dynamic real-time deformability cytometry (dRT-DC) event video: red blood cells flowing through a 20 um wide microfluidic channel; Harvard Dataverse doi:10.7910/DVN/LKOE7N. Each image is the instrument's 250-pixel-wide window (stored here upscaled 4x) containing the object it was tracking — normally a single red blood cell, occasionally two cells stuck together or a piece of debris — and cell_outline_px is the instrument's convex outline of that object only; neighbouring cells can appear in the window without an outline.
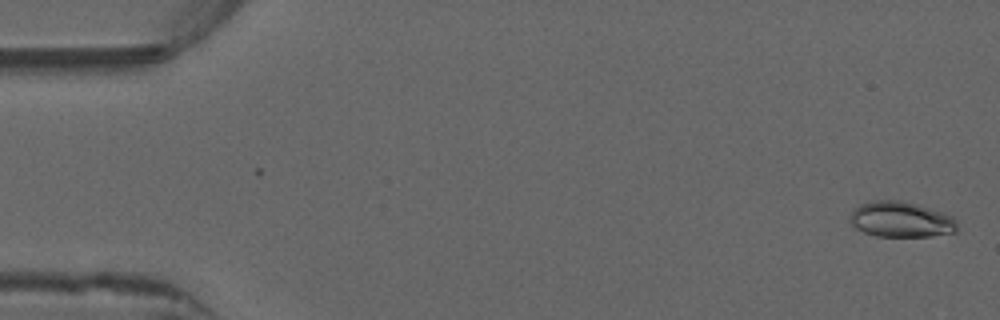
{"species": "common noctule bat (a hibernating species)", "species_latin": "Nyctalus noctula", "temperature_condition": "warm", "stored_images_in_passage": 52, "camera_frame_rate_fps": 3000, "um_per_image_px": 0.085, "animal": {"sex": "male", "forearm_length_mm": 52.5}, "frame": {"image": 1, "passage_image": 2, "time_ms": 0.333, "image_size_px": [1000, 320], "cell_outline_px": [[956, 232], [932, 236], [876, 236], [864, 232], [856, 228], [852, 224], [852, 212], [860, 204], [876, 200], [900, 200], [916, 204], [944, 212], [952, 216], [956, 220]], "centroid_in_image_um": [76.62, 18.65], "position_along_channel_um": 8.4, "area_um2": 22.02}}
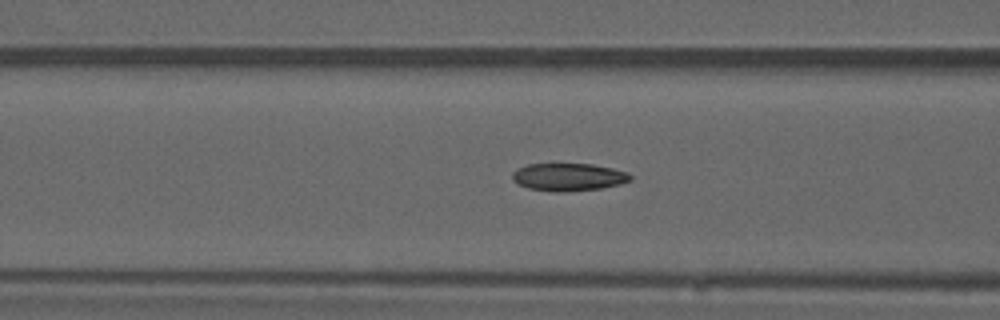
{"frame": {"image": 2, "passage_image": 21, "time_ms": 6.667, "image_size_px": [1000, 320], "cell_outline_px": [[632, 180], [620, 184], [600, 188], [560, 192], [556, 192], [528, 188], [516, 184], [512, 180], [512, 172], [516, 168], [528, 164], [592, 164], [612, 168], [628, 172], [632, 176]], "centroid_in_image_um": [48.29, 15.04], "position_along_channel_um": 118.3, "area_um2": 19.13}}
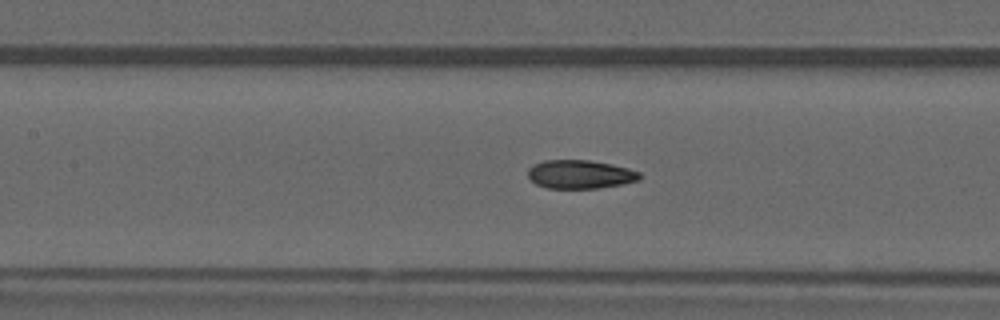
{"frame": {"image": 3, "passage_image": 24, "time_ms": 7.667, "image_size_px": [1000, 320], "cell_outline_px": [[640, 180], [620, 184], [596, 188], [548, 188], [536, 184], [528, 176], [528, 168], [532, 164], [544, 160], [588, 160], [612, 164], [628, 168], [640, 172]], "centroid_in_image_um": [49.29, 14.81], "position_along_channel_um": 158.1, "area_um2": 18.55}, "authors_computed_cell_mechanics": {"area_um2": 19.1029, "velocity_mm_per_s": 3.9726, "shape_relaxation_time_tau1_ms": null, "shape_relaxation_time_tau2_ms": 1.9309, "deformation_change_tau1": null, "deformation_change_tau2": 0.0665}}